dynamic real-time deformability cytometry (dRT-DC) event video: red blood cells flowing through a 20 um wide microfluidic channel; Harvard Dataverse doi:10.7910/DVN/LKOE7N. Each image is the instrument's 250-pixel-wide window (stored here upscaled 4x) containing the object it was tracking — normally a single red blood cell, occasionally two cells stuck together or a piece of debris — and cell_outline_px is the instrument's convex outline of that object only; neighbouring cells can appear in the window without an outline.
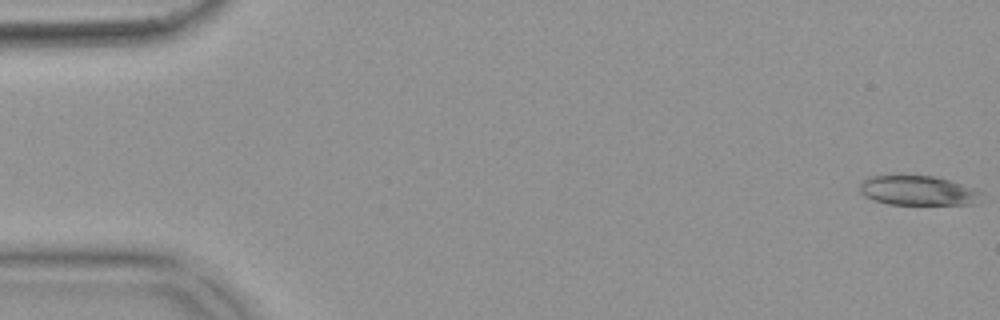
{"species": "common noctule bat (a hibernating species)", "species_latin": "Nyctalus noctula", "temperature_condition": "warm", "stored_images_in_passage": 55, "camera_frame_rate_fps": 3000, "um_per_image_px": 0.085, "animal": {"sex": "female", "body_mass_g": 18.4}, "frame": {"image": 1, "passage_image": 1, "time_ms": 0.0, "image_size_px": [1000, 320], "cell_outline_px": [[980, 200], [972, 204], [888, 204], [872, 200], [864, 196], [860, 192], [860, 184], [868, 176], [936, 176], [972, 188], [980, 192]], "centroid_in_image_um": [77.97, 16.2], "position_along_channel_um": 7.0, "area_um2": 20.69}}
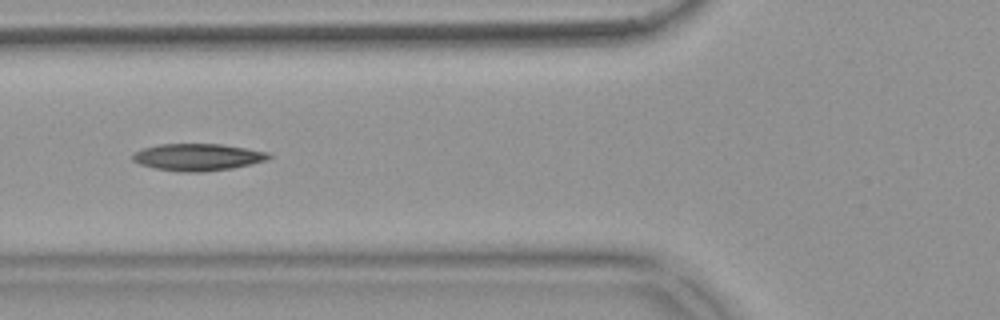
{"frame": {"image": 2, "passage_image": 21, "time_ms": 6.667, "image_size_px": [1000, 320], "cell_outline_px": [[272, 156], [268, 160], [252, 164], [232, 168], [204, 172], [180, 172], [156, 168], [140, 164], [132, 160], [132, 156], [136, 152], [144, 148], [160, 144], [220, 144], [268, 152]], "centroid_in_image_um": [16.83, 13.36], "position_along_channel_um": 109.0, "area_um2": 21.33}}
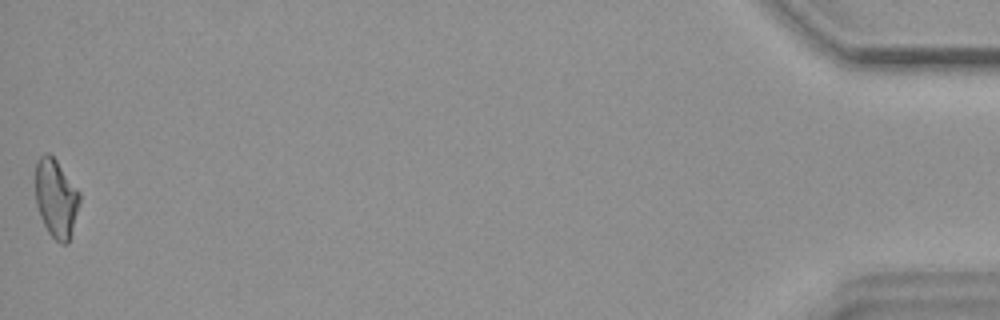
{"frame": {"image": 3, "passage_image": 55, "time_ms": 18.0, "image_size_px": [1000, 320], "cell_outline_px": [[80, 200], [68, 244], [60, 244], [48, 232], [40, 216], [36, 204], [36, 164], [40, 156], [44, 152], [48, 152], [56, 160], [80, 192]], "centroid_in_image_um": [4.76, 16.85], "position_along_channel_um": 430.4, "area_um2": 20.0}, "authors_computed_cell_mechanics": {"area_um2": 20.808, "velocity_mm_per_s": 3.698, "shape_relaxation_time_tau1_ms": null, "shape_relaxation_time_tau2_ms": 4.8309, "deformation_change_tau1": null, "deformation_change_tau2": 0.135}}